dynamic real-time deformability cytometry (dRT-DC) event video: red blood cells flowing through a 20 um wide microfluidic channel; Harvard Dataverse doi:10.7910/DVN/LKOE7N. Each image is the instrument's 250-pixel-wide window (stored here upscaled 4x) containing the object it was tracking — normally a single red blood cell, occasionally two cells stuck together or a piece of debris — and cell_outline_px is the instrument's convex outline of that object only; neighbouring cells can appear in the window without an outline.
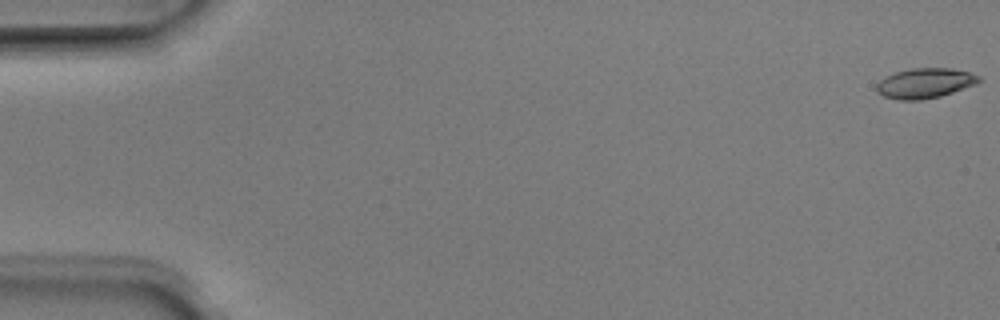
{"species": "Egyptian fruit bat (a non-hibernating species)", "species_latin": "Rousettus aegyptiacus", "temperature_condition": "room temperature", "stored_images_in_passage": 51, "camera_frame_rate_fps": 3000, "um_per_image_px": 0.085, "animal": {"sex": "male"}, "frame": {"image": 1, "passage_image": 1, "time_ms": 0.0, "image_size_px": [1000, 320], "cell_outline_px": [[980, 80], [976, 84], [940, 96], [920, 100], [896, 100], [884, 96], [876, 92], [876, 84], [884, 76], [896, 72], [912, 68], [952, 68], [968, 72], [980, 76]], "centroid_in_image_um": [78.58, 7.07], "position_along_channel_um": 6.4, "area_um2": 17.92}}
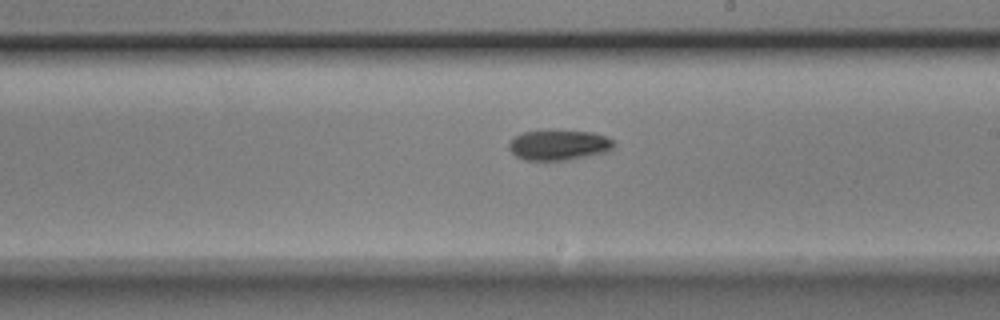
{"frame": {"image": 2, "passage_image": 30, "time_ms": 9.667, "image_size_px": [1000, 320], "cell_outline_px": [[616, 144], [612, 148], [604, 152], [568, 160], [524, 160], [516, 156], [508, 148], [508, 144], [516, 136], [524, 132], [552, 128], [592, 132], [616, 140]], "centroid_in_image_um": [47.5, 12.29], "position_along_channel_um": 241.5, "area_um2": 18.96}}
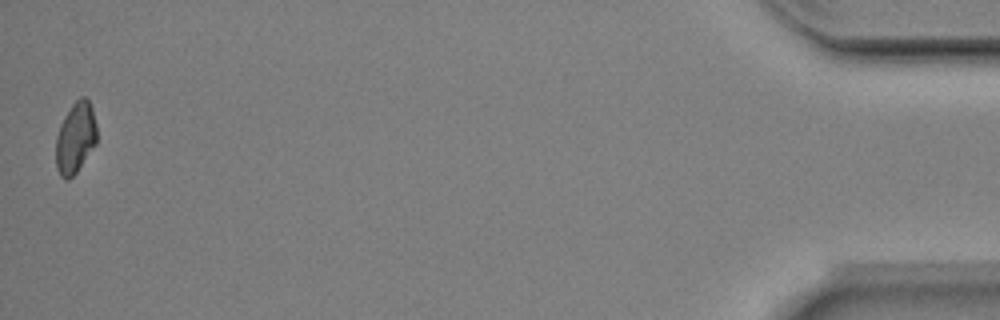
{"frame": {"image": 3, "passage_image": 51, "time_ms": 16.667, "image_size_px": [1000, 320], "cell_outline_px": [[96, 144], [76, 172], [68, 180], [64, 180], [60, 176], [56, 168], [56, 136], [60, 124], [64, 116], [72, 104], [80, 96], [84, 96], [88, 100], [92, 108], [96, 124]], "centroid_in_image_um": [6.4, 11.72], "position_along_channel_um": 428.8, "area_um2": 16.99}, "authors_computed_cell_mechanics": {"area_um2": 17.918, "velocity_mm_per_s": 3.9981, "shape_relaxation_time_tau1_ms": 2.9476, "shape_relaxation_time_tau2_ms": null, "deformation_change_tau1": 0.1181, "deformation_change_tau2": null}}